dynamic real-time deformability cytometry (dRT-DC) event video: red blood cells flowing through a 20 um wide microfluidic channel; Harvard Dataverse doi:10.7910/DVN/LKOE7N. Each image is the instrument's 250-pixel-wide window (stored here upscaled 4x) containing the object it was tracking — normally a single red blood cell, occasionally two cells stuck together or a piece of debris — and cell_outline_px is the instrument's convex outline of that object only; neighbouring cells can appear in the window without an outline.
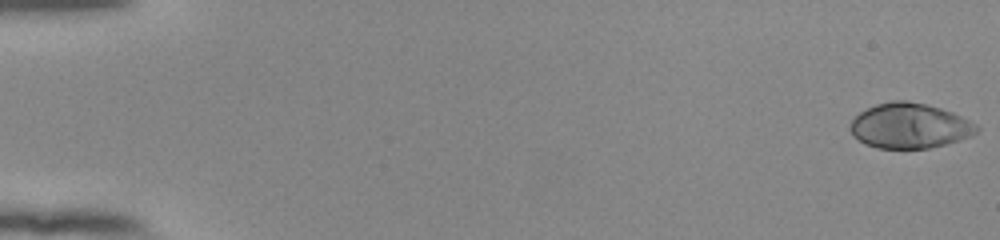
{"species": "human", "species_latin": "Homo sapiens", "temperature_condition": "room temperature", "stored_images_in_passage": 53, "camera_frame_rate_fps": 3000, "um_per_image_px": 0.085, "donor": {"sex": "female"}, "frame": {"image": 1, "passage_image": 1, "time_ms": 0.0, "image_size_px": [1000, 240], "cell_outline_px": [[980, 128], [972, 136], [960, 140], [928, 148], [876, 148], [864, 144], [848, 128], [848, 124], [860, 112], [876, 104], [892, 100], [908, 100], [940, 108], [952, 112], [976, 124]], "centroid_in_image_um": [77.31, 10.69], "position_along_channel_um": 7.7, "area_um2": 33.12}}
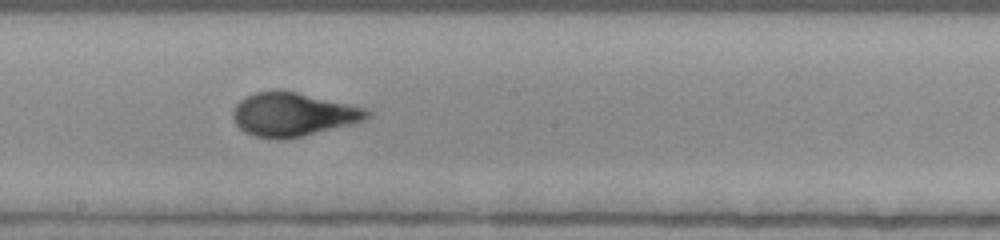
{"frame": {"image": 2, "passage_image": 31, "time_ms": 10.0, "image_size_px": [1000, 240], "cell_outline_px": [[372, 116], [368, 120], [304, 136], [284, 140], [280, 140], [256, 136], [244, 132], [236, 124], [232, 116], [232, 108], [244, 96], [256, 92], [276, 88], [296, 92], [348, 104], [364, 108], [372, 112]], "centroid_in_image_um": [24.89, 9.72], "position_along_channel_um": 223.3, "area_um2": 34.56}}
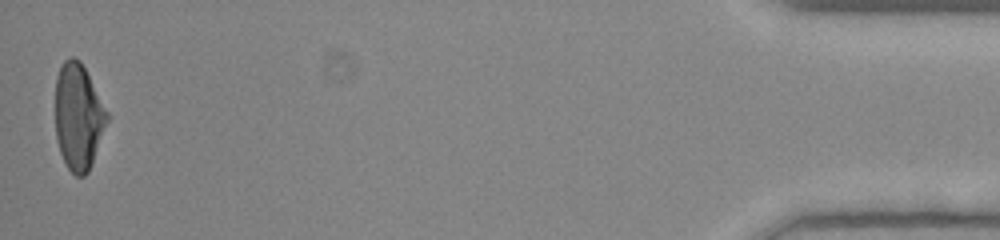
{"frame": {"image": 3, "passage_image": 53, "time_ms": 17.333, "image_size_px": [1000, 240], "cell_outline_px": [[112, 116], [92, 164], [88, 172], [84, 176], [76, 176], [68, 168], [60, 152], [56, 140], [56, 76], [64, 60], [72, 56], [80, 60]], "centroid_in_image_um": [6.71, 9.93], "position_along_channel_um": 428.5, "area_um2": 32.71}, "authors_computed_cell_mechanics": {"area_um2": 33.0616, "velocity_mm_per_s": 3.9596, "shape_relaxation_time_tau1_ms": 5.5877, "shape_relaxation_time_tau2_ms": null, "deformation_change_tau1": 0.2446, "deformation_change_tau2": null}}